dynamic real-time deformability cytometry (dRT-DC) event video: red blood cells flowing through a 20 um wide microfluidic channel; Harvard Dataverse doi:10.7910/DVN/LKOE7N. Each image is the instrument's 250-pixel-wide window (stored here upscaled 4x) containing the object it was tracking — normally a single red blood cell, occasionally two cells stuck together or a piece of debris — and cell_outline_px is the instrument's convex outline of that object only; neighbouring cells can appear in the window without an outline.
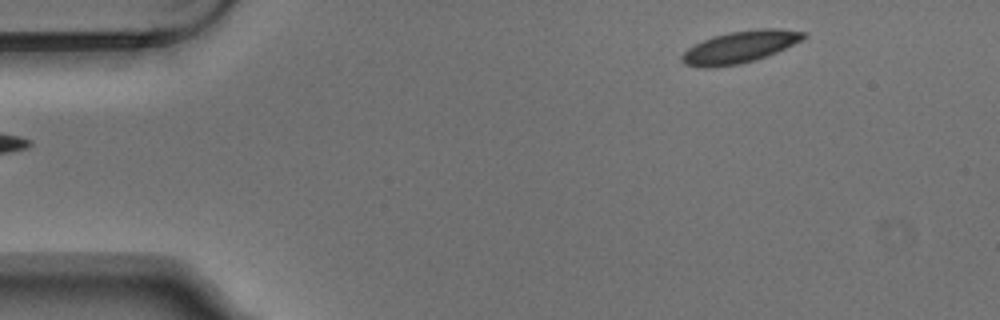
{"species": "Egyptian fruit bat (a non-hibernating species)", "species_latin": "Rousettus aegyptiacus", "temperature_condition": "warm", "stored_images_in_passage": 2, "camera_frame_rate_fps": 3000, "um_per_image_px": 0.085, "animal": {"sex": "male"}, "frame": {"image": 1, "passage_image": 2, "time_ms": 0.333, "image_size_px": [1000, 320], "cell_outline_px": [[808, 36], [768, 56], [756, 60], [740, 64], [716, 68], [696, 68], [684, 64], [680, 60], [680, 56], [688, 48], [712, 36], [728, 32], [756, 28], [776, 28], [808, 32]], "centroid_in_image_um": [62.86, 4.0], "position_along_channel_um": 22.1, "area_um2": 23.0}}